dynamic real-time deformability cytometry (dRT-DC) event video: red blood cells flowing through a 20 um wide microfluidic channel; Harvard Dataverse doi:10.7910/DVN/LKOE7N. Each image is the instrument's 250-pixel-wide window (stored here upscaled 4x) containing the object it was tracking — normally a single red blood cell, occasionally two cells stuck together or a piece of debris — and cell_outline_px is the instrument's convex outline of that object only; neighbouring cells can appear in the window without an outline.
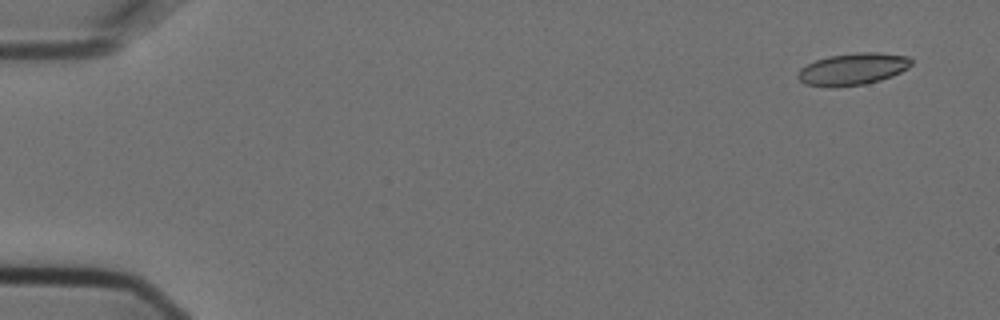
{"species": "Egyptian fruit bat (a non-hibernating species)", "species_latin": "Rousettus aegyptiacus", "temperature_condition": "cold", "stored_images_in_passage": 4, "camera_frame_rate_fps": 3000, "um_per_image_px": 0.085, "animal": {"sex": "female"}, "frame": {"image": 1, "passage_image": 1, "time_ms": 0.0, "image_size_px": [1000, 320], "cell_outline_px": [[912, 64], [908, 68], [892, 76], [880, 80], [864, 84], [836, 88], [828, 88], [804, 84], [796, 76], [800, 68], [816, 60], [828, 56], [856, 52], [880, 52], [908, 56], [912, 60]], "centroid_in_image_um": [72.47, 5.88], "position_along_channel_um": 12.5, "area_um2": 21.44}}